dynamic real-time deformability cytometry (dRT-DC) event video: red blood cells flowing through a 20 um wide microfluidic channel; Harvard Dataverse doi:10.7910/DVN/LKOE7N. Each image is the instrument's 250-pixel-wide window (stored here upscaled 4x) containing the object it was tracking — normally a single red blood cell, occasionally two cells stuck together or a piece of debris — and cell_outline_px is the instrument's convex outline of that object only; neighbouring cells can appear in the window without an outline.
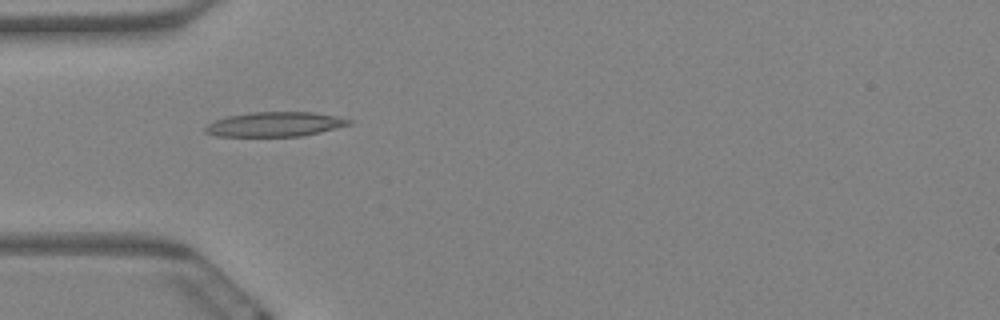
{"species": "Egyptian fruit bat (a non-hibernating species)", "species_latin": "Rousettus aegyptiacus", "temperature_condition": "warm", "stored_images_in_passage": 3, "camera_frame_rate_fps": 3000, "um_per_image_px": 0.085, "animal": {"sex": "female"}, "frame": {"image": 1, "passage_image": 1, "time_ms": 0.0, "image_size_px": [1000, 320], "cell_outline_px": [[352, 124], [304, 136], [216, 136], [204, 132], [204, 128], [208, 124], [216, 120], [228, 116], [252, 112], [316, 112], [336, 116], [352, 120]], "centroid_in_image_um": [23.39, 10.56], "position_along_channel_um": 61.6, "area_um2": 20.58}}
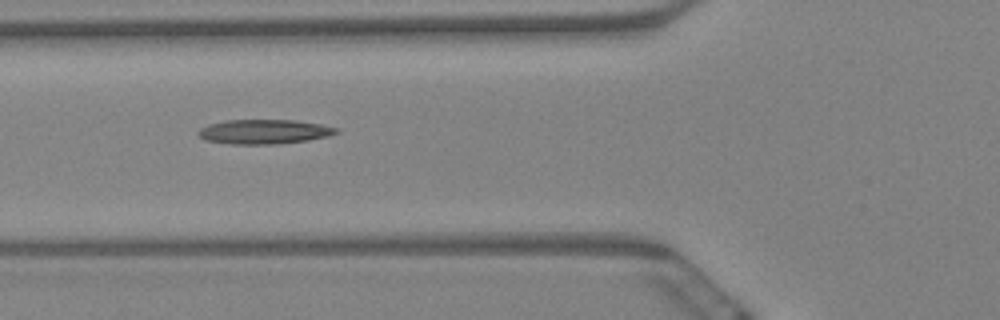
{"frame": {"image": 2, "passage_image": 2, "time_ms": 0.333, "image_size_px": [1000, 320], "cell_outline_px": [[340, 132], [328, 136], [308, 140], [276, 144], [232, 144], [204, 140], [196, 132], [200, 128], [208, 124], [224, 120], [296, 120], [320, 124], [340, 128]], "centroid_in_image_um": [22.45, 11.19], "position_along_channel_um": 103.3, "area_um2": 19.83}}
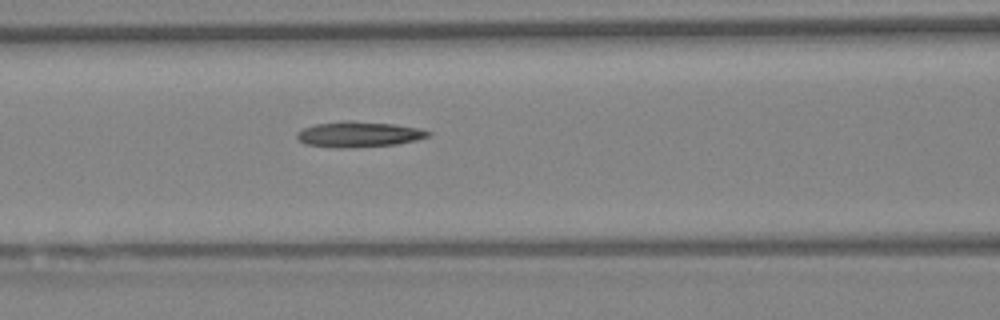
{"frame": {"image": 3, "passage_image": 3, "time_ms": 0.667, "image_size_px": [1000, 320], "cell_outline_px": [[432, 132], [428, 136], [416, 140], [396, 144], [340, 148], [304, 144], [296, 140], [296, 132], [304, 128], [316, 124], [348, 120], [352, 120], [392, 124], [416, 128]], "centroid_in_image_um": [30.43, 11.41], "position_along_channel_um": 136.2, "area_um2": 19.36}}